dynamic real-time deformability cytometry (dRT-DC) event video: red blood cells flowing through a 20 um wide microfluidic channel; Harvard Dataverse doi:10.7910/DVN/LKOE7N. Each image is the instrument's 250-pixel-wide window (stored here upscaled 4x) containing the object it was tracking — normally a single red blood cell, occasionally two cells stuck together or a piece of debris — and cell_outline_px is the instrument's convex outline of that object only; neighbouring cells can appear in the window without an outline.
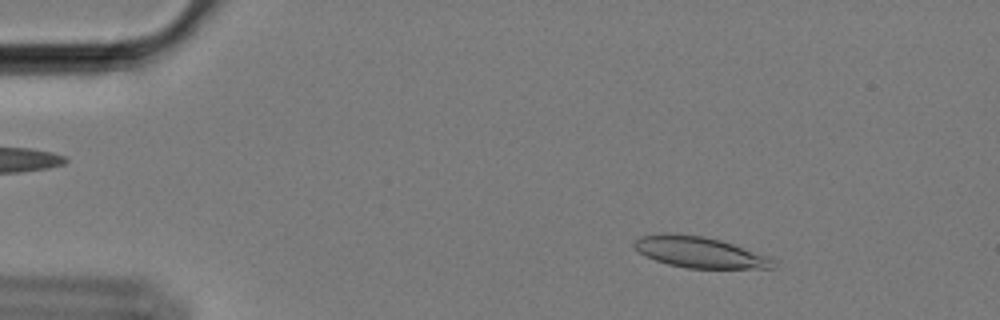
{"species": "Egyptian fruit bat (a non-hibernating species)", "species_latin": "Rousettus aegyptiacus", "temperature_condition": "cold", "stored_images_in_passage": 58, "camera_frame_rate_fps": 3000, "um_per_image_px": 0.085, "animal": {"sex": "female"}, "frame": {"image": 1, "passage_image": 8, "time_ms": 2.333, "image_size_px": [1000, 320], "cell_outline_px": [[776, 268], [688, 268], [668, 264], [644, 256], [632, 244], [640, 236], [660, 232], [672, 232], [704, 236], [720, 240], [768, 256], [772, 260]], "centroid_in_image_um": [59.4, 21.42], "position_along_channel_um": 25.6, "area_um2": 25.09}}
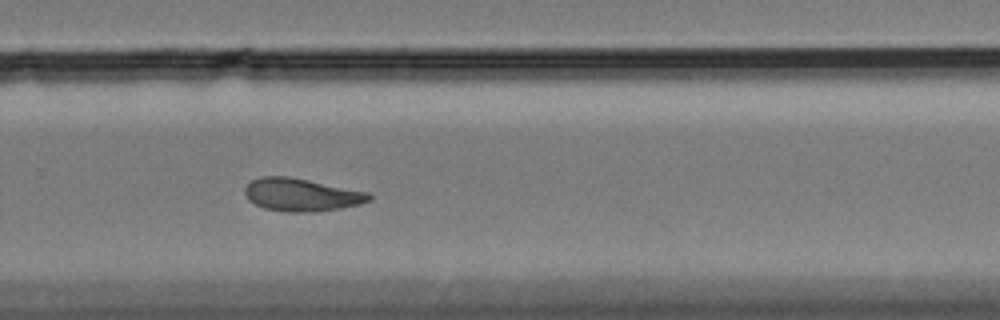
{"frame": {"image": 2, "passage_image": 39, "time_ms": 12.667, "image_size_px": [1000, 320], "cell_outline_px": [[372, 200], [360, 204], [340, 208], [316, 212], [288, 212], [264, 208], [248, 200], [244, 192], [244, 188], [252, 180], [260, 176], [288, 176], [368, 192], [372, 196]], "centroid_in_image_um": [25.61, 16.56], "position_along_channel_um": 304.2, "area_um2": 23.76}}
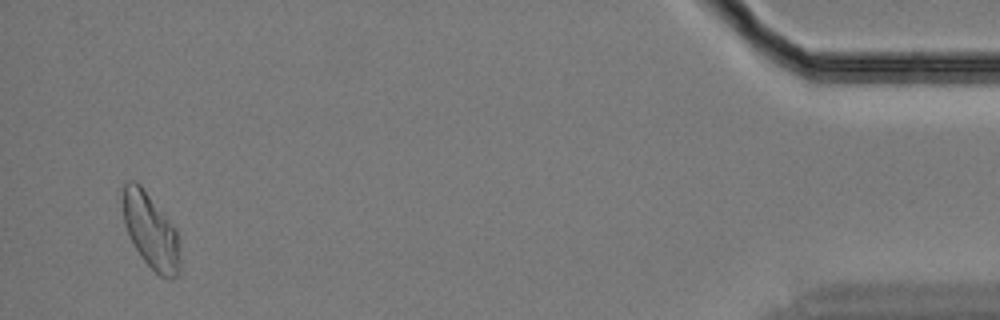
{"frame": {"image": 3, "passage_image": 56, "time_ms": 18.333, "image_size_px": [1000, 320], "cell_outline_px": [[180, 272], [176, 276], [160, 276], [140, 256], [124, 224], [120, 196], [124, 184], [128, 180], [136, 180], [140, 184], [176, 228], [180, 256]], "centroid_in_image_um": [12.78, 19.56], "position_along_channel_um": 422.4, "area_um2": 25.09}, "authors_computed_cell_mechanics": {"area_um2": 24.3916, "velocity_mm_per_s": 3.3927, "shape_relaxation_time_tau1_ms": null, "shape_relaxation_time_tau2_ms": 6.5244, "deformation_change_tau1": null, "deformation_change_tau2": 0.122}}